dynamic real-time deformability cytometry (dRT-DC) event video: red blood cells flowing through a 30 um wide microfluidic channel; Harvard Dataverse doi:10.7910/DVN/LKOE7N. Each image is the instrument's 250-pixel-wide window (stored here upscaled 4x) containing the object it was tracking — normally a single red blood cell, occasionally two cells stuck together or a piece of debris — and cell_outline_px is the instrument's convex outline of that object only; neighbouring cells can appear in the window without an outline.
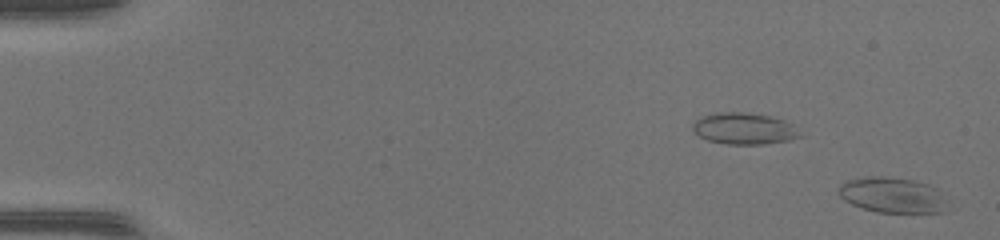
{"species": "common noctule bat (a hibernating species)", "species_latin": "Nyctalus noctula", "temperature_condition": "warm", "stored_images_in_passage": 14, "camera_frame_rate_fps": 3000, "um_per_image_px": 0.085, "animal": {"sex": "female", "body_mass_g": 17.0, "forearm_length_mm": 48.0}, "frame": {"image": 1, "passage_image": 1, "time_ms": 0.0, "image_size_px": [1000, 240], "cell_outline_px": [[948, 212], [876, 212], [852, 204], [844, 200], [840, 196], [840, 184], [848, 180], [864, 176], [888, 176], [912, 180], [928, 184], [936, 188], [944, 200]], "centroid_in_image_um": [75.84, 16.57], "position_along_channel_um": 9.2, "area_um2": 22.31}}